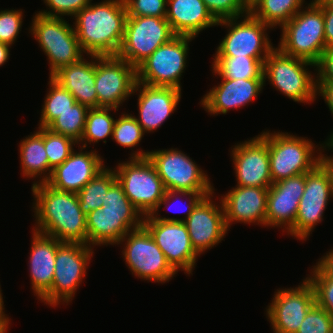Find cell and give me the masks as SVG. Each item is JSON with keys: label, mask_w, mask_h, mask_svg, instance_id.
Listing matches in <instances>:
<instances>
[{"label": "cell", "mask_w": 333, "mask_h": 333, "mask_svg": "<svg viewBox=\"0 0 333 333\" xmlns=\"http://www.w3.org/2000/svg\"><path fill=\"white\" fill-rule=\"evenodd\" d=\"M31 187L36 221L32 229L61 243L87 245L86 215L80 209L77 193L59 191L47 183Z\"/></svg>", "instance_id": "cell-1"}, {"label": "cell", "mask_w": 333, "mask_h": 333, "mask_svg": "<svg viewBox=\"0 0 333 333\" xmlns=\"http://www.w3.org/2000/svg\"><path fill=\"white\" fill-rule=\"evenodd\" d=\"M92 1L72 18L80 46L86 56L117 55L127 18L124 0Z\"/></svg>", "instance_id": "cell-2"}, {"label": "cell", "mask_w": 333, "mask_h": 333, "mask_svg": "<svg viewBox=\"0 0 333 333\" xmlns=\"http://www.w3.org/2000/svg\"><path fill=\"white\" fill-rule=\"evenodd\" d=\"M259 135L268 144L272 183L310 172L320 163L322 152L327 149L326 141L319 147L307 137L288 132L267 130Z\"/></svg>", "instance_id": "cell-3"}, {"label": "cell", "mask_w": 333, "mask_h": 333, "mask_svg": "<svg viewBox=\"0 0 333 333\" xmlns=\"http://www.w3.org/2000/svg\"><path fill=\"white\" fill-rule=\"evenodd\" d=\"M305 5L280 28L282 32L278 48L287 55L316 65L327 49L323 8L316 0Z\"/></svg>", "instance_id": "cell-4"}, {"label": "cell", "mask_w": 333, "mask_h": 333, "mask_svg": "<svg viewBox=\"0 0 333 333\" xmlns=\"http://www.w3.org/2000/svg\"><path fill=\"white\" fill-rule=\"evenodd\" d=\"M131 152L130 158H148L167 191L215 193L210 178L190 156L177 148ZM194 161V162H193Z\"/></svg>", "instance_id": "cell-5"}, {"label": "cell", "mask_w": 333, "mask_h": 333, "mask_svg": "<svg viewBox=\"0 0 333 333\" xmlns=\"http://www.w3.org/2000/svg\"><path fill=\"white\" fill-rule=\"evenodd\" d=\"M316 68L312 62L283 53L275 47L264 61V82L297 103H313L317 97Z\"/></svg>", "instance_id": "cell-6"}, {"label": "cell", "mask_w": 333, "mask_h": 333, "mask_svg": "<svg viewBox=\"0 0 333 333\" xmlns=\"http://www.w3.org/2000/svg\"><path fill=\"white\" fill-rule=\"evenodd\" d=\"M29 33L33 35L48 58L49 77L85 56L74 28L64 17H49L35 12Z\"/></svg>", "instance_id": "cell-7"}, {"label": "cell", "mask_w": 333, "mask_h": 333, "mask_svg": "<svg viewBox=\"0 0 333 333\" xmlns=\"http://www.w3.org/2000/svg\"><path fill=\"white\" fill-rule=\"evenodd\" d=\"M128 159L114 168L116 180L141 215H151L167 190L147 157Z\"/></svg>", "instance_id": "cell-8"}, {"label": "cell", "mask_w": 333, "mask_h": 333, "mask_svg": "<svg viewBox=\"0 0 333 333\" xmlns=\"http://www.w3.org/2000/svg\"><path fill=\"white\" fill-rule=\"evenodd\" d=\"M93 255L89 245L62 243L57 248L52 287L40 301L52 307L68 305L85 279Z\"/></svg>", "instance_id": "cell-9"}, {"label": "cell", "mask_w": 333, "mask_h": 333, "mask_svg": "<svg viewBox=\"0 0 333 333\" xmlns=\"http://www.w3.org/2000/svg\"><path fill=\"white\" fill-rule=\"evenodd\" d=\"M219 25L226 27L228 31L213 57L245 56L265 60L275 48L267 34V30L272 28L255 18L250 12L241 17L220 20L217 23V26Z\"/></svg>", "instance_id": "cell-10"}, {"label": "cell", "mask_w": 333, "mask_h": 333, "mask_svg": "<svg viewBox=\"0 0 333 333\" xmlns=\"http://www.w3.org/2000/svg\"><path fill=\"white\" fill-rule=\"evenodd\" d=\"M122 255L131 273L142 280L165 283L177 272L167 262L148 230L142 225L129 231L119 242Z\"/></svg>", "instance_id": "cell-11"}, {"label": "cell", "mask_w": 333, "mask_h": 333, "mask_svg": "<svg viewBox=\"0 0 333 333\" xmlns=\"http://www.w3.org/2000/svg\"><path fill=\"white\" fill-rule=\"evenodd\" d=\"M195 37L176 35L162 44L136 68L137 82L149 86L181 88V76L186 70L189 43Z\"/></svg>", "instance_id": "cell-12"}, {"label": "cell", "mask_w": 333, "mask_h": 333, "mask_svg": "<svg viewBox=\"0 0 333 333\" xmlns=\"http://www.w3.org/2000/svg\"><path fill=\"white\" fill-rule=\"evenodd\" d=\"M175 36L166 18L127 16L124 38L117 56L137 68Z\"/></svg>", "instance_id": "cell-13"}, {"label": "cell", "mask_w": 333, "mask_h": 333, "mask_svg": "<svg viewBox=\"0 0 333 333\" xmlns=\"http://www.w3.org/2000/svg\"><path fill=\"white\" fill-rule=\"evenodd\" d=\"M330 198L333 199L330 175L319 163L313 170L305 173L304 193L299 202L294 226L287 235L306 241L315 226L323 221V214Z\"/></svg>", "instance_id": "cell-14"}, {"label": "cell", "mask_w": 333, "mask_h": 333, "mask_svg": "<svg viewBox=\"0 0 333 333\" xmlns=\"http://www.w3.org/2000/svg\"><path fill=\"white\" fill-rule=\"evenodd\" d=\"M136 68L114 56H95V89L98 107L120 108L133 95Z\"/></svg>", "instance_id": "cell-15"}, {"label": "cell", "mask_w": 333, "mask_h": 333, "mask_svg": "<svg viewBox=\"0 0 333 333\" xmlns=\"http://www.w3.org/2000/svg\"><path fill=\"white\" fill-rule=\"evenodd\" d=\"M143 226L148 230L157 246L162 250L167 262L178 273L193 274L197 257L187 227L183 221H164L143 217Z\"/></svg>", "instance_id": "cell-16"}, {"label": "cell", "mask_w": 333, "mask_h": 333, "mask_svg": "<svg viewBox=\"0 0 333 333\" xmlns=\"http://www.w3.org/2000/svg\"><path fill=\"white\" fill-rule=\"evenodd\" d=\"M266 307L274 333H296L309 309L315 304L313 286L307 278L295 288H279Z\"/></svg>", "instance_id": "cell-17"}, {"label": "cell", "mask_w": 333, "mask_h": 333, "mask_svg": "<svg viewBox=\"0 0 333 333\" xmlns=\"http://www.w3.org/2000/svg\"><path fill=\"white\" fill-rule=\"evenodd\" d=\"M237 181L235 186L270 187V159L267 142L258 134L231 149Z\"/></svg>", "instance_id": "cell-18"}, {"label": "cell", "mask_w": 333, "mask_h": 333, "mask_svg": "<svg viewBox=\"0 0 333 333\" xmlns=\"http://www.w3.org/2000/svg\"><path fill=\"white\" fill-rule=\"evenodd\" d=\"M213 194L203 197L184 221L192 246L199 255L216 247L228 231L222 202L217 205L212 200Z\"/></svg>", "instance_id": "cell-19"}, {"label": "cell", "mask_w": 333, "mask_h": 333, "mask_svg": "<svg viewBox=\"0 0 333 333\" xmlns=\"http://www.w3.org/2000/svg\"><path fill=\"white\" fill-rule=\"evenodd\" d=\"M212 74L221 78L218 86L209 89L201 99V107L209 115L227 114L231 109H240L253 102L265 86L264 78L227 79L222 77L213 67Z\"/></svg>", "instance_id": "cell-20"}, {"label": "cell", "mask_w": 333, "mask_h": 333, "mask_svg": "<svg viewBox=\"0 0 333 333\" xmlns=\"http://www.w3.org/2000/svg\"><path fill=\"white\" fill-rule=\"evenodd\" d=\"M304 189L305 174L272 183L267 194L266 227L288 232L294 226Z\"/></svg>", "instance_id": "cell-21"}, {"label": "cell", "mask_w": 333, "mask_h": 333, "mask_svg": "<svg viewBox=\"0 0 333 333\" xmlns=\"http://www.w3.org/2000/svg\"><path fill=\"white\" fill-rule=\"evenodd\" d=\"M138 91V93H136ZM138 95L135 116L144 133L156 131L177 109L181 90L175 87L149 86L136 82L133 94Z\"/></svg>", "instance_id": "cell-22"}, {"label": "cell", "mask_w": 333, "mask_h": 333, "mask_svg": "<svg viewBox=\"0 0 333 333\" xmlns=\"http://www.w3.org/2000/svg\"><path fill=\"white\" fill-rule=\"evenodd\" d=\"M83 149H78L79 152L74 149L62 164L52 170L46 183L59 191L78 193L105 168L104 159L97 151Z\"/></svg>", "instance_id": "cell-23"}, {"label": "cell", "mask_w": 333, "mask_h": 333, "mask_svg": "<svg viewBox=\"0 0 333 333\" xmlns=\"http://www.w3.org/2000/svg\"><path fill=\"white\" fill-rule=\"evenodd\" d=\"M268 188L236 186L221 196L228 231L233 222L266 227Z\"/></svg>", "instance_id": "cell-24"}, {"label": "cell", "mask_w": 333, "mask_h": 333, "mask_svg": "<svg viewBox=\"0 0 333 333\" xmlns=\"http://www.w3.org/2000/svg\"><path fill=\"white\" fill-rule=\"evenodd\" d=\"M29 256L31 288L40 300L52 287L57 248L62 244L56 238L32 230Z\"/></svg>", "instance_id": "cell-25"}, {"label": "cell", "mask_w": 333, "mask_h": 333, "mask_svg": "<svg viewBox=\"0 0 333 333\" xmlns=\"http://www.w3.org/2000/svg\"><path fill=\"white\" fill-rule=\"evenodd\" d=\"M87 245H118L131 230L143 225L142 215H112L100 209L86 215Z\"/></svg>", "instance_id": "cell-26"}, {"label": "cell", "mask_w": 333, "mask_h": 333, "mask_svg": "<svg viewBox=\"0 0 333 333\" xmlns=\"http://www.w3.org/2000/svg\"><path fill=\"white\" fill-rule=\"evenodd\" d=\"M166 20L176 35L192 37L218 23L203 0H167Z\"/></svg>", "instance_id": "cell-27"}, {"label": "cell", "mask_w": 333, "mask_h": 333, "mask_svg": "<svg viewBox=\"0 0 333 333\" xmlns=\"http://www.w3.org/2000/svg\"><path fill=\"white\" fill-rule=\"evenodd\" d=\"M76 63L61 68L52 78L69 91L75 101L88 108L98 107L95 89V56L88 55ZM88 60V61H87Z\"/></svg>", "instance_id": "cell-28"}, {"label": "cell", "mask_w": 333, "mask_h": 333, "mask_svg": "<svg viewBox=\"0 0 333 333\" xmlns=\"http://www.w3.org/2000/svg\"><path fill=\"white\" fill-rule=\"evenodd\" d=\"M18 147L23 177L39 178L32 185L46 183L49 180V160L44 146V127H38L36 132L22 139Z\"/></svg>", "instance_id": "cell-29"}, {"label": "cell", "mask_w": 333, "mask_h": 333, "mask_svg": "<svg viewBox=\"0 0 333 333\" xmlns=\"http://www.w3.org/2000/svg\"><path fill=\"white\" fill-rule=\"evenodd\" d=\"M304 3L305 0H249V12L272 29L281 28Z\"/></svg>", "instance_id": "cell-30"}, {"label": "cell", "mask_w": 333, "mask_h": 333, "mask_svg": "<svg viewBox=\"0 0 333 333\" xmlns=\"http://www.w3.org/2000/svg\"><path fill=\"white\" fill-rule=\"evenodd\" d=\"M112 169L105 167L77 193L80 209L85 215L102 207L109 188L117 181Z\"/></svg>", "instance_id": "cell-31"}, {"label": "cell", "mask_w": 333, "mask_h": 333, "mask_svg": "<svg viewBox=\"0 0 333 333\" xmlns=\"http://www.w3.org/2000/svg\"><path fill=\"white\" fill-rule=\"evenodd\" d=\"M118 111L119 109L111 107L89 108L86 115L85 129L83 136L78 143V148L86 149L88 143H98L100 140L106 144V138H112L114 124L116 119L111 116L110 111ZM82 143V146H80Z\"/></svg>", "instance_id": "cell-32"}, {"label": "cell", "mask_w": 333, "mask_h": 333, "mask_svg": "<svg viewBox=\"0 0 333 333\" xmlns=\"http://www.w3.org/2000/svg\"><path fill=\"white\" fill-rule=\"evenodd\" d=\"M212 67L227 79L264 78L265 60L251 57H214Z\"/></svg>", "instance_id": "cell-33"}, {"label": "cell", "mask_w": 333, "mask_h": 333, "mask_svg": "<svg viewBox=\"0 0 333 333\" xmlns=\"http://www.w3.org/2000/svg\"><path fill=\"white\" fill-rule=\"evenodd\" d=\"M48 84L49 91L47 90L40 112L39 127H47L61 113L76 103L74 96L52 77H49Z\"/></svg>", "instance_id": "cell-34"}, {"label": "cell", "mask_w": 333, "mask_h": 333, "mask_svg": "<svg viewBox=\"0 0 333 333\" xmlns=\"http://www.w3.org/2000/svg\"><path fill=\"white\" fill-rule=\"evenodd\" d=\"M89 108L76 102L70 109L61 113L46 128L54 133L72 138L79 143L85 129Z\"/></svg>", "instance_id": "cell-35"}, {"label": "cell", "mask_w": 333, "mask_h": 333, "mask_svg": "<svg viewBox=\"0 0 333 333\" xmlns=\"http://www.w3.org/2000/svg\"><path fill=\"white\" fill-rule=\"evenodd\" d=\"M75 145H78V143L72 138L54 133L44 127V146L49 160V178L52 170L70 156Z\"/></svg>", "instance_id": "cell-36"}, {"label": "cell", "mask_w": 333, "mask_h": 333, "mask_svg": "<svg viewBox=\"0 0 333 333\" xmlns=\"http://www.w3.org/2000/svg\"><path fill=\"white\" fill-rule=\"evenodd\" d=\"M144 135L145 133L135 116L124 112L115 121L111 139L115 140L121 147L132 150L141 142Z\"/></svg>", "instance_id": "cell-37"}, {"label": "cell", "mask_w": 333, "mask_h": 333, "mask_svg": "<svg viewBox=\"0 0 333 333\" xmlns=\"http://www.w3.org/2000/svg\"><path fill=\"white\" fill-rule=\"evenodd\" d=\"M101 210L112 215H141L116 181L108 190Z\"/></svg>", "instance_id": "cell-38"}, {"label": "cell", "mask_w": 333, "mask_h": 333, "mask_svg": "<svg viewBox=\"0 0 333 333\" xmlns=\"http://www.w3.org/2000/svg\"><path fill=\"white\" fill-rule=\"evenodd\" d=\"M306 278L313 286L315 303L325 309L333 318V282L328 280L315 266Z\"/></svg>", "instance_id": "cell-39"}, {"label": "cell", "mask_w": 333, "mask_h": 333, "mask_svg": "<svg viewBox=\"0 0 333 333\" xmlns=\"http://www.w3.org/2000/svg\"><path fill=\"white\" fill-rule=\"evenodd\" d=\"M296 333H333V318L315 303L307 312Z\"/></svg>", "instance_id": "cell-40"}, {"label": "cell", "mask_w": 333, "mask_h": 333, "mask_svg": "<svg viewBox=\"0 0 333 333\" xmlns=\"http://www.w3.org/2000/svg\"><path fill=\"white\" fill-rule=\"evenodd\" d=\"M217 20L241 17L249 12V0H203Z\"/></svg>", "instance_id": "cell-41"}, {"label": "cell", "mask_w": 333, "mask_h": 333, "mask_svg": "<svg viewBox=\"0 0 333 333\" xmlns=\"http://www.w3.org/2000/svg\"><path fill=\"white\" fill-rule=\"evenodd\" d=\"M23 9L0 11V42L12 46L20 34L23 23Z\"/></svg>", "instance_id": "cell-42"}, {"label": "cell", "mask_w": 333, "mask_h": 333, "mask_svg": "<svg viewBox=\"0 0 333 333\" xmlns=\"http://www.w3.org/2000/svg\"><path fill=\"white\" fill-rule=\"evenodd\" d=\"M210 195V194H199L197 192H179V191H166L163 199L159 202L156 210L149 215L152 219H158V220H164V221H185L188 216L192 213V210L194 209V207L197 205V203L205 196ZM188 196V198L186 199L188 201L189 199V203L185 206L186 208L182 210V212H184L186 210V214H185V219L184 218H168V217H161L159 216V210L161 209V206L165 205L164 207H168V209H170V207H172L171 205L174 204V202H177L176 200H178V198H183V197ZM173 199V200H172ZM175 200V201H174ZM172 201V202H171ZM180 201V200H179ZM172 203V204H170ZM168 205V206H167ZM170 205V206H169ZM179 207V206H178ZM183 207V206H181ZM181 212V209L179 210Z\"/></svg>", "instance_id": "cell-43"}, {"label": "cell", "mask_w": 333, "mask_h": 333, "mask_svg": "<svg viewBox=\"0 0 333 333\" xmlns=\"http://www.w3.org/2000/svg\"><path fill=\"white\" fill-rule=\"evenodd\" d=\"M127 16L166 18L167 0H124Z\"/></svg>", "instance_id": "cell-44"}, {"label": "cell", "mask_w": 333, "mask_h": 333, "mask_svg": "<svg viewBox=\"0 0 333 333\" xmlns=\"http://www.w3.org/2000/svg\"><path fill=\"white\" fill-rule=\"evenodd\" d=\"M47 10L38 11L39 14L49 17H74L80 10L87 7L91 0H43ZM49 9V10H48Z\"/></svg>", "instance_id": "cell-45"}, {"label": "cell", "mask_w": 333, "mask_h": 333, "mask_svg": "<svg viewBox=\"0 0 333 333\" xmlns=\"http://www.w3.org/2000/svg\"><path fill=\"white\" fill-rule=\"evenodd\" d=\"M316 82H333V47L327 48L316 64Z\"/></svg>", "instance_id": "cell-46"}, {"label": "cell", "mask_w": 333, "mask_h": 333, "mask_svg": "<svg viewBox=\"0 0 333 333\" xmlns=\"http://www.w3.org/2000/svg\"><path fill=\"white\" fill-rule=\"evenodd\" d=\"M323 8L324 35L326 48L333 47V3L327 0H316Z\"/></svg>", "instance_id": "cell-47"}, {"label": "cell", "mask_w": 333, "mask_h": 333, "mask_svg": "<svg viewBox=\"0 0 333 333\" xmlns=\"http://www.w3.org/2000/svg\"><path fill=\"white\" fill-rule=\"evenodd\" d=\"M328 280L333 282V249L331 248L314 265Z\"/></svg>", "instance_id": "cell-48"}, {"label": "cell", "mask_w": 333, "mask_h": 333, "mask_svg": "<svg viewBox=\"0 0 333 333\" xmlns=\"http://www.w3.org/2000/svg\"><path fill=\"white\" fill-rule=\"evenodd\" d=\"M316 95H321L333 115V82H316Z\"/></svg>", "instance_id": "cell-49"}, {"label": "cell", "mask_w": 333, "mask_h": 333, "mask_svg": "<svg viewBox=\"0 0 333 333\" xmlns=\"http://www.w3.org/2000/svg\"><path fill=\"white\" fill-rule=\"evenodd\" d=\"M320 163L327 169L330 175L332 194H333V155L327 156L326 154L322 153Z\"/></svg>", "instance_id": "cell-50"}, {"label": "cell", "mask_w": 333, "mask_h": 333, "mask_svg": "<svg viewBox=\"0 0 333 333\" xmlns=\"http://www.w3.org/2000/svg\"><path fill=\"white\" fill-rule=\"evenodd\" d=\"M10 48L11 46L0 42V66H2L3 64H5V62L8 61L9 59V55H10Z\"/></svg>", "instance_id": "cell-51"}, {"label": "cell", "mask_w": 333, "mask_h": 333, "mask_svg": "<svg viewBox=\"0 0 333 333\" xmlns=\"http://www.w3.org/2000/svg\"><path fill=\"white\" fill-rule=\"evenodd\" d=\"M10 318L8 316H0V333H7L9 329Z\"/></svg>", "instance_id": "cell-52"}, {"label": "cell", "mask_w": 333, "mask_h": 333, "mask_svg": "<svg viewBox=\"0 0 333 333\" xmlns=\"http://www.w3.org/2000/svg\"><path fill=\"white\" fill-rule=\"evenodd\" d=\"M3 294H2V290H1V285H0V316H8L7 314H5V305H4V299H3Z\"/></svg>", "instance_id": "cell-53"}, {"label": "cell", "mask_w": 333, "mask_h": 333, "mask_svg": "<svg viewBox=\"0 0 333 333\" xmlns=\"http://www.w3.org/2000/svg\"><path fill=\"white\" fill-rule=\"evenodd\" d=\"M328 139L326 140V148L329 151V149L333 152V132H331V134L329 135V137H327ZM329 148V149H328Z\"/></svg>", "instance_id": "cell-54"}]
</instances>
